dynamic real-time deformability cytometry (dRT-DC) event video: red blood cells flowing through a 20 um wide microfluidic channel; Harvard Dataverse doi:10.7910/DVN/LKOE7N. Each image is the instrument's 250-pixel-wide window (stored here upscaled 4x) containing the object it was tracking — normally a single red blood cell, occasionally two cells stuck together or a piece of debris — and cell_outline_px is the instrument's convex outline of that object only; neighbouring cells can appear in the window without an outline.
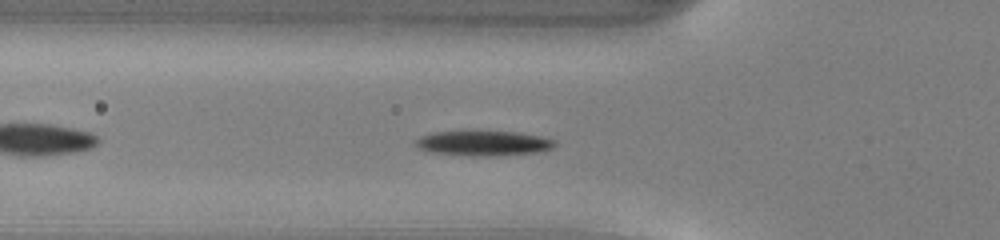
{"species": "common noctule bat (a hibernating species)", "species_latin": "Nyctalus noctula", "temperature_condition": "warm", "stored_images_in_passage": 36, "camera_frame_rate_fps": 3000, "um_per_image_px": 0.085, "animal": {"sex": "male", "body_mass_g": 13.0, "forearm_length_mm": 53.1}, "frame": {"image": 1, "passage_image": 7, "time_ms": 2.0, "image_size_px": [1000, 240], "cell_outline_px": [[556, 144], [552, 148], [536, 152], [496, 156], [472, 156], [424, 152], [416, 144], [416, 140], [420, 136], [432, 132], [516, 132], [540, 136], [556, 140]], "centroid_in_image_um": [41.07, 12.19], "position_along_channel_um": 84.7, "area_um2": 20.17}}
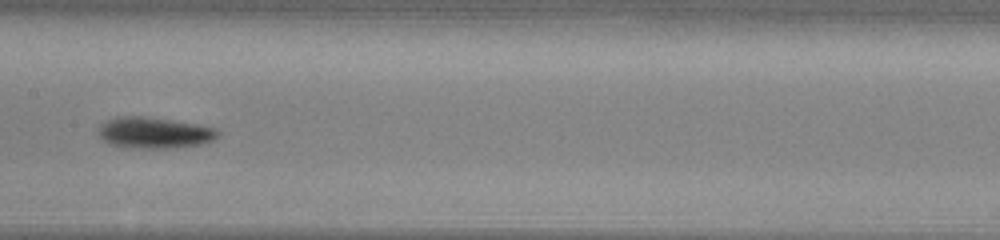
{"frame": {"image": 2, "passage_image": 15, "time_ms": 4.667, "image_size_px": [1000, 240], "cell_outline_px": [[220, 136], [212, 140], [200, 144], [168, 148], [128, 148], [108, 144], [100, 136], [100, 124], [108, 120], [120, 116], [140, 116], [196, 124], [216, 128], [220, 132]], "centroid_in_image_um": [13.12, 11.29], "position_along_channel_um": 194.3, "area_um2": 21.44}}
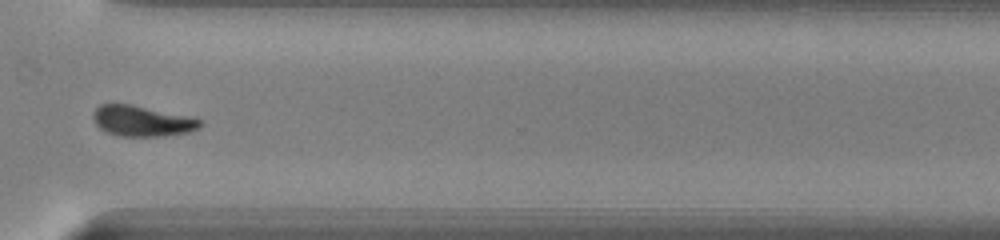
{"frame": {"image": 3, "passage_image": 27, "time_ms": 8.667, "image_size_px": [1000, 240], "cell_outline_px": [[200, 128], [188, 132], [164, 136], [120, 136], [108, 132], [100, 128], [96, 124], [92, 116], [92, 112], [100, 104], [132, 104], [188, 116], [200, 120]], "centroid_in_image_um": [12.04, 10.28], "position_along_channel_um": 358.6, "area_um2": 18.96}, "authors_computed_cell_mechanics": {"area_um2": 19.9988, "velocity_mm_per_s": 4.0968, "shape_relaxation_time_tau1_ms": 2.2893, "shape_relaxation_time_tau2_ms": 5.5644, "deformation_change_tau1": 0.127, "deformation_change_tau2": 0.1097}}